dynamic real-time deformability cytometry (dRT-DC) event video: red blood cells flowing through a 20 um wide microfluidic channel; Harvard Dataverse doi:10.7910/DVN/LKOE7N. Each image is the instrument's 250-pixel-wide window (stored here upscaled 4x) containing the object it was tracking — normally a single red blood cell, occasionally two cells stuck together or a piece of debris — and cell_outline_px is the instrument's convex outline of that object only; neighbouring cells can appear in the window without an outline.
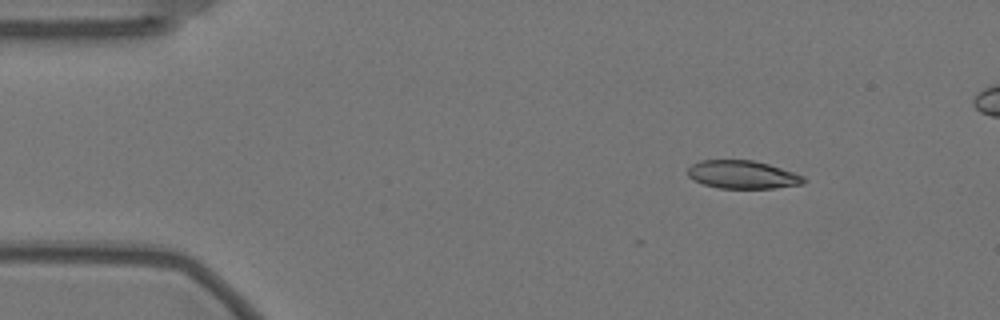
{"species": "Egyptian fruit bat (a non-hibernating species)", "species_latin": "Rousettus aegyptiacus", "temperature_condition": "warm", "stored_images_in_passage": 6, "camera_frame_rate_fps": 3000, "um_per_image_px": 0.085, "animal": {"sex": "female"}, "frame": {"image": 1, "passage_image": 1, "time_ms": 0.0, "image_size_px": [1000, 320], "cell_outline_px": [[808, 180], [804, 184], [776, 188], [720, 188], [704, 184], [688, 176], [688, 168], [692, 164], [700, 160], [752, 160], [768, 164], [804, 176]], "centroid_in_image_um": [63.15, 14.84], "position_along_channel_um": 21.9, "area_um2": 18.9}}